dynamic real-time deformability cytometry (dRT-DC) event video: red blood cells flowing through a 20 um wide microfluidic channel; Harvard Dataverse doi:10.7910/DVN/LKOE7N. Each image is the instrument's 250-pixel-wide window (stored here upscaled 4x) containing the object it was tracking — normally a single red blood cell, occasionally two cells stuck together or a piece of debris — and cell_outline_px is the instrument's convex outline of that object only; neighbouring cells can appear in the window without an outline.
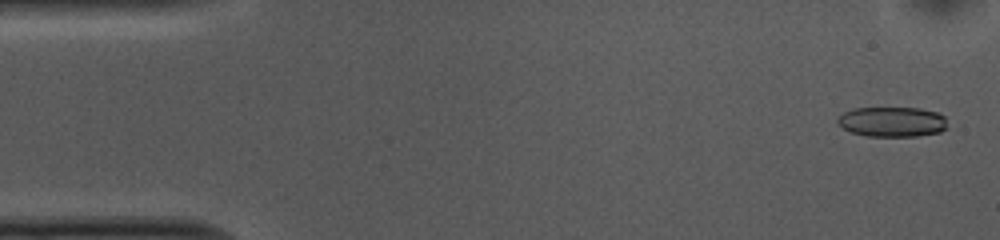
{"species": "common noctule bat (a hibernating species)", "species_latin": "Nyctalus noctula", "temperature_condition": "cold", "stored_images_in_passage": 52, "camera_frame_rate_fps": 3000, "um_per_image_px": 0.085, "animal": {"sex": "female", "body_mass_g": 10.0, "forearm_length_mm": 53.1}, "frame": {"image": 1, "passage_image": 1, "time_ms": 0.0, "image_size_px": [1000, 240], "cell_outline_px": [[948, 128], [940, 132], [916, 136], [864, 136], [852, 132], [836, 124], [836, 120], [844, 112], [852, 108], [920, 108], [936, 112], [944, 116]], "centroid_in_image_um": [75.83, 10.35], "position_along_channel_um": 9.2, "area_um2": 19.31}}
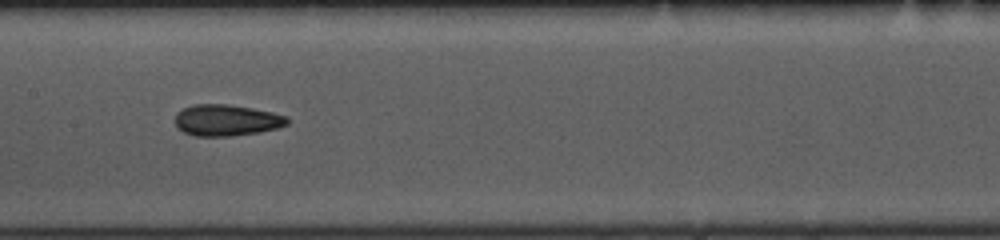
{"frame": {"image": 2, "passage_image": 24, "time_ms": 7.667, "image_size_px": [1000, 240], "cell_outline_px": [[288, 124], [276, 128], [260, 132], [228, 136], [196, 136], [184, 132], [176, 124], [176, 112], [192, 104], [228, 104], [252, 108], [272, 112], [288, 116]], "centroid_in_image_um": [19.27, 10.21], "position_along_channel_um": 188.1, "area_um2": 20.4}}
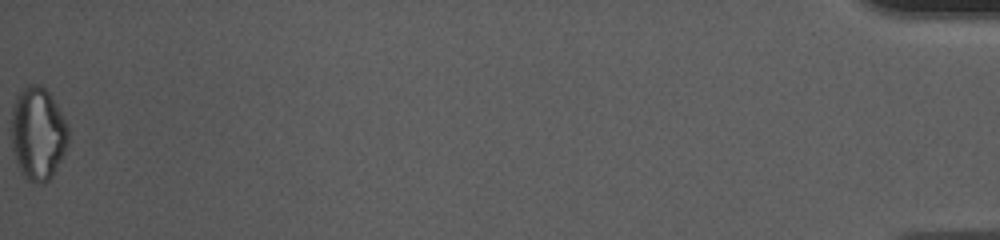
{"frame": {"image": 3, "passage_image": 52, "time_ms": 17.0, "image_size_px": [1000, 240], "cell_outline_px": [[68, 144], [52, 176], [44, 184], [40, 184], [28, 180], [20, 172], [12, 148], [12, 108], [16, 96], [20, 88], [28, 84], [40, 84], [48, 92], [56, 104], [68, 128]], "centroid_in_image_um": [3.2, 11.34], "position_along_channel_um": 432.0, "area_um2": 30.75}, "authors_computed_cell_mechanics": {"area_um2": 20.6635, "velocity_mm_per_s": 3.7403, "shape_relaxation_time_tau1_ms": 8.1653, "shape_relaxation_time_tau2_ms": 4.575, "deformation_change_tau1": 0.1348, "deformation_change_tau2": 0.1176}}